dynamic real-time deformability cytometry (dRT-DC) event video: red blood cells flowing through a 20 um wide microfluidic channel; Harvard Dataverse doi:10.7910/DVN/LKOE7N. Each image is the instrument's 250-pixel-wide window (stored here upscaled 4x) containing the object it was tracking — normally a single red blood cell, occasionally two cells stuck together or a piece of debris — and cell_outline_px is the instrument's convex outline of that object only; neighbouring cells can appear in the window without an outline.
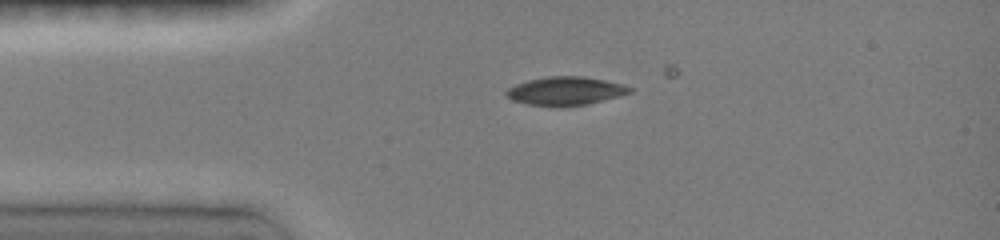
{"species": "common noctule bat (a hibernating species)", "species_latin": "Nyctalus noctula", "temperature_condition": "room temperature", "stored_images_in_passage": 2, "camera_frame_rate_fps": 3000, "um_per_image_px": 0.085, "animal": {"sex": "female", "body_mass_g": 19.0, "forearm_length_mm": 51.5}, "frame": {"image": 1, "passage_image": 1, "time_ms": 0.0, "image_size_px": [1000, 240], "cell_outline_px": [[632, 92], [620, 96], [588, 104], [528, 104], [512, 100], [504, 96], [504, 92], [508, 88], [516, 84], [528, 80], [548, 76], [584, 76], [624, 84], [632, 88]], "centroid_in_image_um": [48.07, 7.7], "position_along_channel_um": 36.9, "area_um2": 20.0}}